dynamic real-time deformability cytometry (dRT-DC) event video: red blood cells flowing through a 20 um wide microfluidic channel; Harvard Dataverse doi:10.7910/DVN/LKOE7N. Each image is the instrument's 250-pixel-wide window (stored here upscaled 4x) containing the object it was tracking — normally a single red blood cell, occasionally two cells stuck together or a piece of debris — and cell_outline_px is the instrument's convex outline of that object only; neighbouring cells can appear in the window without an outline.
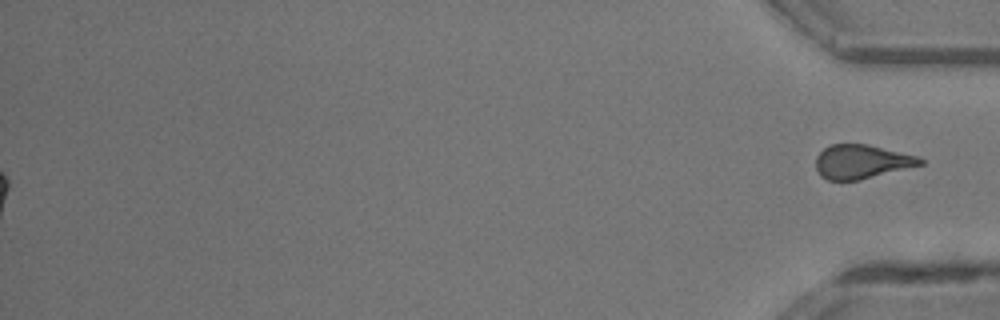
{"species": "common noctule bat (a hibernating species)", "species_latin": "Nyctalus noctula", "temperature_condition": "room temperature", "stored_images_in_passage": 35, "segment_of_instrument_passage": [2, 2], "camera_frame_rate_fps": 3000, "um_per_image_px": 0.085, "animal": {"sex": "male", "body_mass_g": 13.3}, "frame": {"image": 1, "passage_image": 35, "time_ms": 11.333, "image_size_px": [1000, 320], "cell_outline_px": [[924, 164], [860, 180], [828, 180], [820, 176], [816, 168], [816, 156], [824, 148], [832, 144], [868, 144], [920, 156], [924, 160]], "centroid_in_image_um": [73.26, 13.74], "position_along_channel_um": 361.9, "area_um2": 20.81}}